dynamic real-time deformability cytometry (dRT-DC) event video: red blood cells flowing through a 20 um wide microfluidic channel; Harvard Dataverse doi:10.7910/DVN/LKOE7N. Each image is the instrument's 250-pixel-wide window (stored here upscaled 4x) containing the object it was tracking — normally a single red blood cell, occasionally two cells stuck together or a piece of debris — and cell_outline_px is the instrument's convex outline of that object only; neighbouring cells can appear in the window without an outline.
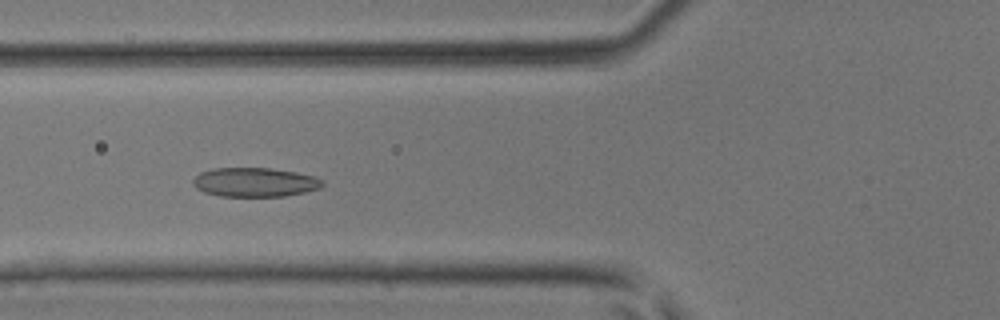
{"species": "common noctule bat (a hibernating species)", "species_latin": "Nyctalus noctula", "temperature_condition": "room temperature", "stored_images_in_passage": 48, "camera_frame_rate_fps": 3000, "um_per_image_px": 0.085, "animal": {"sex": "male", "body_mass_g": 17.9, "forearm_length_mm": 54.2}, "frame": {"image": 1, "passage_image": 19, "time_ms": 6.0, "image_size_px": [1000, 320], "cell_outline_px": [[324, 184], [320, 188], [304, 192], [284, 196], [220, 196], [204, 192], [196, 188], [192, 184], [192, 180], [200, 172], [212, 168], [268, 168], [296, 172], [312, 176], [324, 180]], "centroid_in_image_um": [21.64, 15.49], "position_along_channel_um": 104.2, "area_um2": 21.96}}
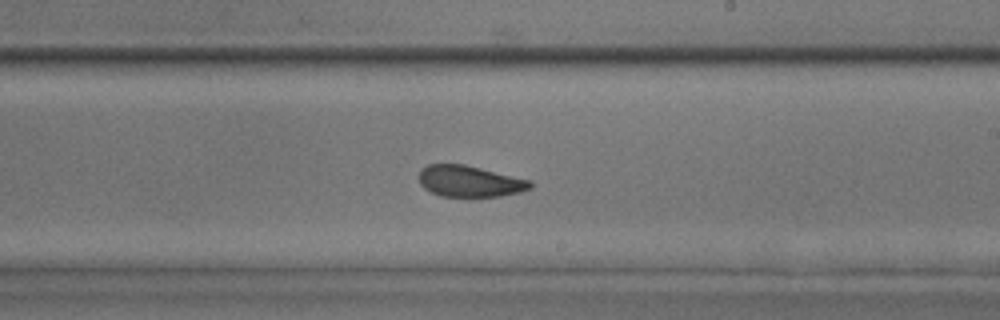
{"frame": {"image": 2, "passage_image": 29, "time_ms": 9.333, "image_size_px": [1000, 320], "cell_outline_px": [[532, 188], [520, 192], [500, 196], [440, 196], [424, 188], [420, 184], [420, 168], [428, 164], [464, 164], [532, 180]], "centroid_in_image_um": [39.94, 15.4], "position_along_channel_um": 249.1, "area_um2": 20.29}}
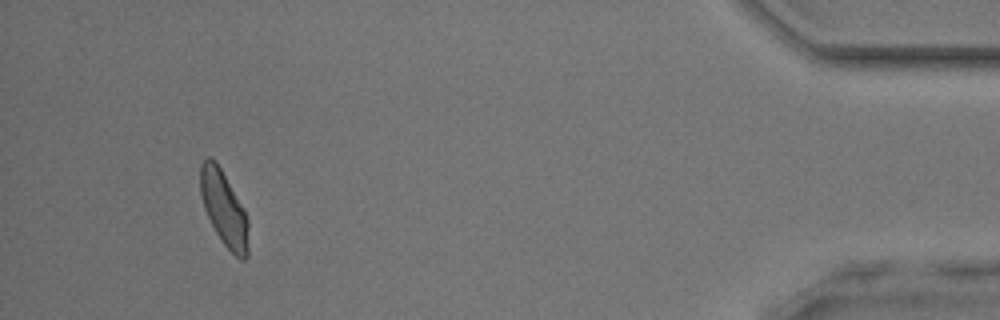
{"frame": {"image": 3, "passage_image": 45, "time_ms": 14.667, "image_size_px": [1000, 320], "cell_outline_px": [[248, 256], [244, 260], [240, 260], [224, 244], [216, 232], [204, 208], [200, 192], [200, 164], [208, 156], [212, 156], [216, 160], [244, 208], [248, 220]], "centroid_in_image_um": [19.04, 17.7], "position_along_channel_um": 416.2, "area_um2": 20.98}}